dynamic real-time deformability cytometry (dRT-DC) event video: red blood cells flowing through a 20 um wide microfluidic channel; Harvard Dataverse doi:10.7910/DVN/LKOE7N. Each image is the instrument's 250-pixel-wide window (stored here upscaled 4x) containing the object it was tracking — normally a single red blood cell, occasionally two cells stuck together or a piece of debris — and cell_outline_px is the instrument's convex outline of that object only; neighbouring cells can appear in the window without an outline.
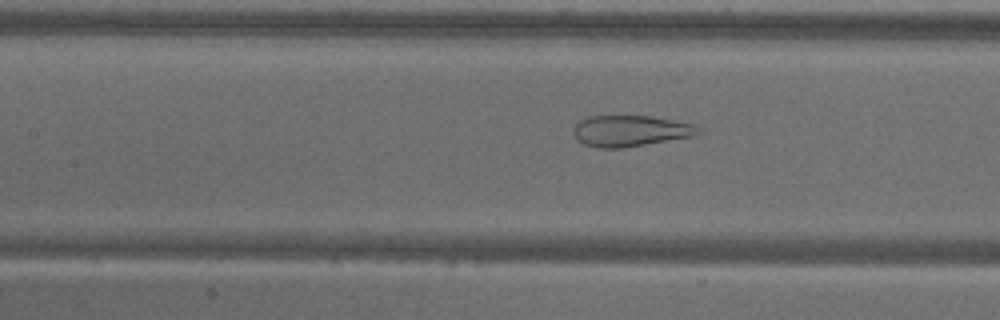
{"species": "common noctule bat (a hibernating species)", "species_latin": "Nyctalus noctula", "temperature_condition": "warm", "stored_images_in_passage": 56, "camera_frame_rate_fps": 3000, "um_per_image_px": 0.085, "animal": {"sex": "male", "body_mass_g": 18.8}, "frame": {"image": 1, "passage_image": 25, "time_ms": 8.0, "image_size_px": [1000, 320], "cell_outline_px": [[700, 132], [696, 136], [620, 148], [600, 148], [584, 144], [576, 140], [572, 132], [572, 128], [580, 120], [592, 116], [652, 116], [696, 124]], "centroid_in_image_um": [53.58, 11.12], "position_along_channel_um": 153.8, "area_um2": 22.72}}